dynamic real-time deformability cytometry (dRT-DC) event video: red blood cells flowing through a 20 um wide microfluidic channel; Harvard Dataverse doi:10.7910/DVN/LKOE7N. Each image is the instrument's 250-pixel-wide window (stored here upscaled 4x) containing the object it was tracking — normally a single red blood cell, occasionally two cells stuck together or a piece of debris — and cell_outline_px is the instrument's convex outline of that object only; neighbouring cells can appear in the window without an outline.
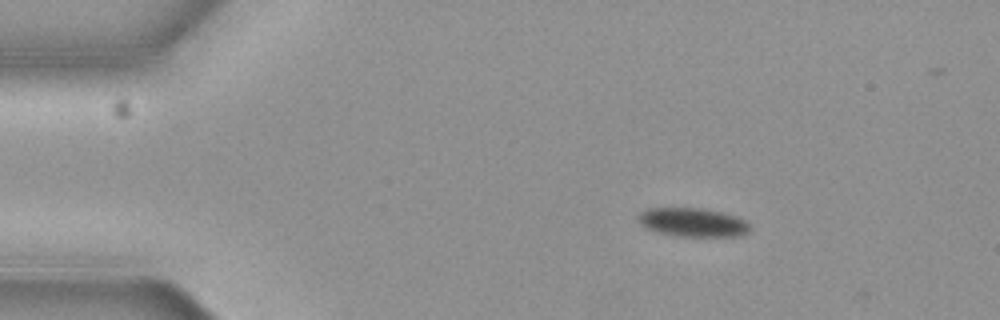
{"species": "common noctule bat (a hibernating species)", "species_latin": "Nyctalus noctula", "temperature_condition": "cold", "stored_images_in_passage": 3, "camera_frame_rate_fps": 3000, "um_per_image_px": 0.085, "animal": {"sex": "female", "body_mass_g": 19.3, "forearm_length_mm": 54.1}, "frame": {"image": 1, "passage_image": 1, "time_ms": 0.0, "image_size_px": [1000, 320], "cell_outline_px": [[752, 228], [748, 232], [740, 236], [680, 236], [656, 232], [644, 228], [640, 224], [640, 212], [648, 208], [704, 208], [724, 212], [736, 216], [744, 220]], "centroid_in_image_um": [58.91, 18.89], "position_along_channel_um": 26.1, "area_um2": 18.79}}